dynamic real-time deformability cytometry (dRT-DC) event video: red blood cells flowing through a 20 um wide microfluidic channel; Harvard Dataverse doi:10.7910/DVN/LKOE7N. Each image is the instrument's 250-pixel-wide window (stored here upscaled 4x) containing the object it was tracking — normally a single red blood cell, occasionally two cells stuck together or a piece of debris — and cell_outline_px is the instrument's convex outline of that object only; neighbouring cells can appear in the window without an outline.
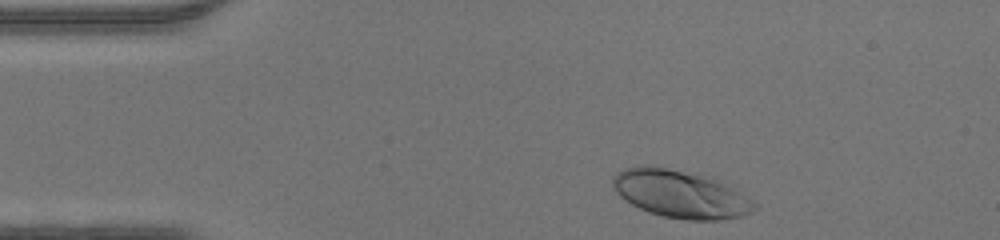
{"species": "human", "species_latin": "Homo sapiens", "temperature_condition": "warm", "stored_images_in_passage": 32, "camera_frame_rate_fps": 3000, "um_per_image_px": 0.085, "donor": {"sex": "male"}, "frame": {"image": 1, "passage_image": 2, "time_ms": 0.333, "image_size_px": [1000, 240], "cell_outline_px": [[760, 204], [752, 212], [740, 216], [720, 220], [684, 220], [664, 216], [648, 212], [624, 200], [612, 188], [612, 176], [616, 172], [624, 168], [640, 164], [648, 164], [700, 172], [712, 176]], "centroid_in_image_um": [57.82, 16.44], "position_along_channel_um": 27.2, "area_um2": 40.46}}
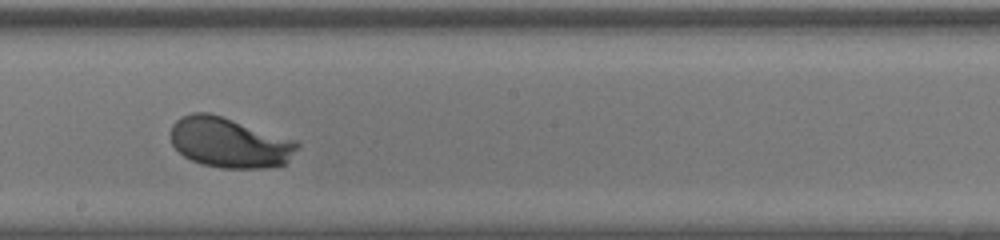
{"frame": {"image": 2, "passage_image": 20, "time_ms": 6.333, "image_size_px": [1000, 240], "cell_outline_px": [[300, 144], [288, 160], [284, 164], [264, 168], [220, 168], [200, 164], [184, 156], [172, 144], [172, 124], [180, 116], [192, 112], [208, 112], [296, 140]], "centroid_in_image_um": [19.48, 12.12], "position_along_channel_um": 228.7, "area_um2": 36.76}}
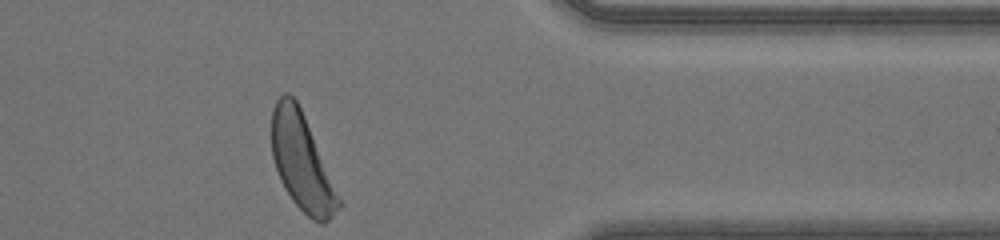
{"frame": {"image": 3, "passage_image": 32, "time_ms": 10.333, "image_size_px": [1000, 240], "cell_outline_px": [[344, 204], [324, 224], [320, 224], [312, 220], [292, 200], [280, 180], [272, 156], [272, 108], [276, 100], [284, 92], [288, 92], [296, 100], [304, 116]], "centroid_in_image_um": [25.67, 13.8], "position_along_channel_um": 385.7, "area_um2": 37.51}}